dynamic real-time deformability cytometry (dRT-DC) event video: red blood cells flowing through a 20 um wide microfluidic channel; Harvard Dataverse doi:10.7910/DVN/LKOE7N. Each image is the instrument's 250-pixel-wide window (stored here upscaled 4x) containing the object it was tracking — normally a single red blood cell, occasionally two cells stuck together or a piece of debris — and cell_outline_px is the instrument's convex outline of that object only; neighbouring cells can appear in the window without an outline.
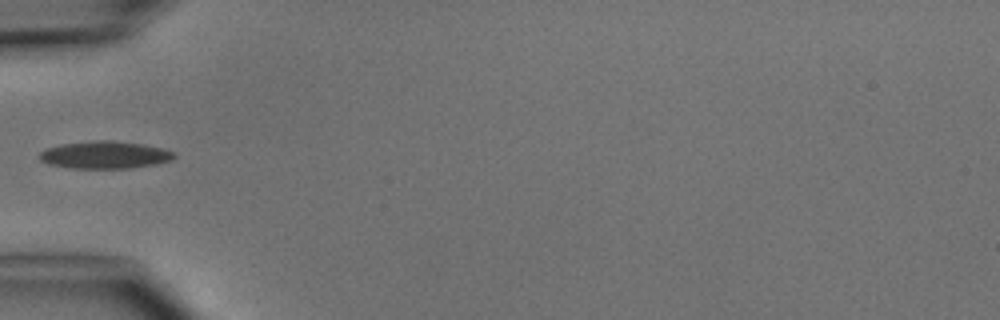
{"species": "common noctule bat (a hibernating species)", "species_latin": "Nyctalus noctula", "temperature_condition": "cold", "stored_images_in_passage": 1, "camera_frame_rate_fps": 3000, "um_per_image_px": 0.085, "animal": {"sex": "male", "body_mass_g": 15.6}, "frame": {"image": 1, "passage_image": 1, "time_ms": 0.0, "image_size_px": [1000, 320], "cell_outline_px": [[176, 156], [172, 160], [156, 164], [132, 168], [68, 168], [48, 164], [40, 160], [40, 152], [48, 148], [60, 144], [96, 140], [112, 140], [140, 144], [160, 148], [172, 152]], "centroid_in_image_um": [8.88, 13.17], "position_along_channel_um": 76.1, "area_um2": 21.39}}